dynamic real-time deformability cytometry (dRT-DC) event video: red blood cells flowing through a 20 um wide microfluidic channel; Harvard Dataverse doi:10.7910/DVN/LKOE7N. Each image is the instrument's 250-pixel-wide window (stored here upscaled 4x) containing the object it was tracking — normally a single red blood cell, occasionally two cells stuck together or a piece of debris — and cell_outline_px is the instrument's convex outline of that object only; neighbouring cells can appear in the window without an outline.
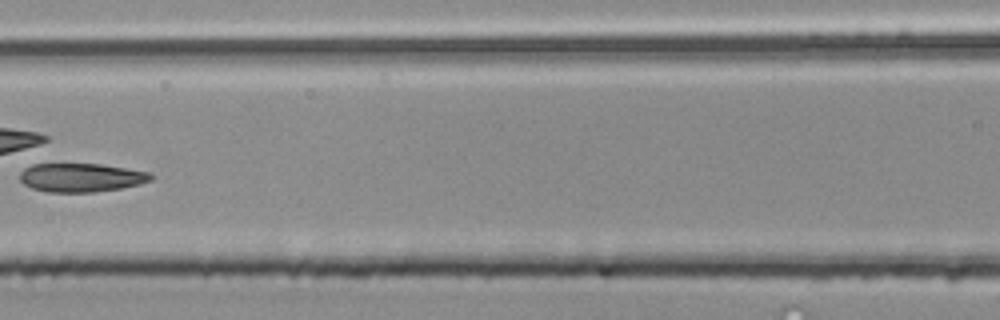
{"species": "common noctule bat (a hibernating species)", "species_latin": "Nyctalus noctula", "temperature_condition": "room temperature", "stored_images_in_passage": 6, "camera_frame_rate_fps": 3000, "um_per_image_px": 0.085, "animal": {"sex": "male", "body_mass_g": 20.4}, "frame": {"image": 1, "passage_image": 6, "time_ms": 1.667, "image_size_px": [1000, 320], "cell_outline_px": [[152, 180], [140, 184], [120, 188], [96, 192], [48, 192], [32, 188], [24, 184], [20, 180], [20, 172], [24, 168], [40, 160], [100, 164], [152, 172]], "centroid_in_image_um": [6.81, 15.04], "position_along_channel_um": 159.8, "area_um2": 22.95}}